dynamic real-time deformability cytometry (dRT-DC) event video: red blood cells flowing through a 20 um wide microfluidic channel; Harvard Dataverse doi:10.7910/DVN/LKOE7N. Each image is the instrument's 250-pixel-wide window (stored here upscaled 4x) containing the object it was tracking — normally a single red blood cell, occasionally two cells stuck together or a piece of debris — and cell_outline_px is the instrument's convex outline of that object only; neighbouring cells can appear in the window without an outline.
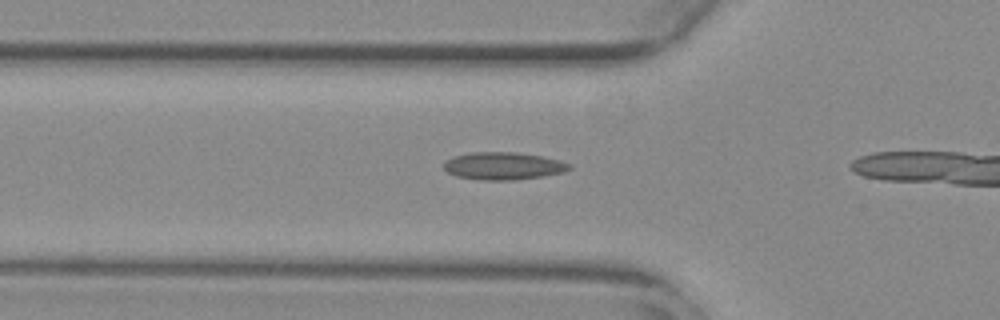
{"species": "common noctule bat (a hibernating species)", "species_latin": "Nyctalus noctula", "temperature_condition": "warm", "stored_images_in_passage": 19, "camera_frame_rate_fps": 3000, "um_per_image_px": 0.085, "animal": {"sex": "female", "body_mass_g": 29.2, "forearm_length_mm": 56.3}, "frame": {"image": 1, "passage_image": 14, "time_ms": 4.333, "image_size_px": [1000, 320], "cell_outline_px": [[572, 168], [564, 172], [544, 176], [516, 180], [480, 180], [456, 176], [448, 172], [444, 168], [444, 160], [456, 156], [472, 152], [516, 152], [540, 156], [560, 160], [572, 164]], "centroid_in_image_um": [42.81, 14.11], "position_along_channel_um": 83.0, "area_um2": 20.23}}